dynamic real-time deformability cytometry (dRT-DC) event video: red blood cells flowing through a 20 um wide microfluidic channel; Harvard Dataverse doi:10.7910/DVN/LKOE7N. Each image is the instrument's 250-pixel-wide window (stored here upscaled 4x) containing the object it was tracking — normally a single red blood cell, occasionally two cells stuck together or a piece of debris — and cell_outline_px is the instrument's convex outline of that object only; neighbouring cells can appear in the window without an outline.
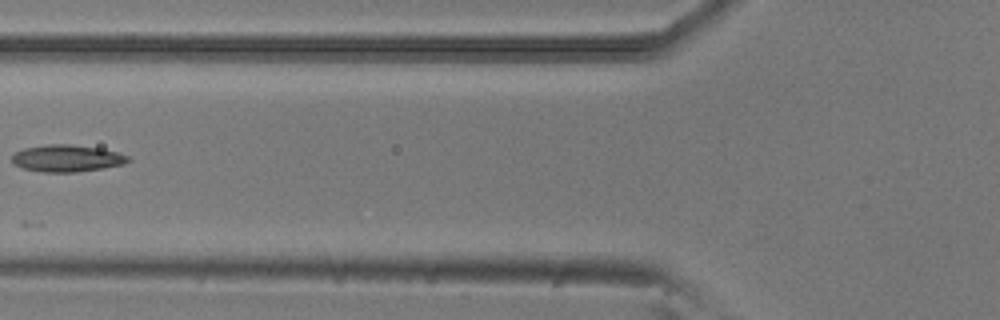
{"species": "common noctule bat (a hibernating species)", "species_latin": "Nyctalus noctula", "temperature_condition": "room temperature", "stored_images_in_passage": 4, "camera_frame_rate_fps": 3000, "um_per_image_px": 0.085, "animal": {"sex": "male", "body_mass_g": 20.5, "forearm_length_mm": 52.5}, "frame": {"image": 1, "passage_image": 3, "time_ms": 0.667, "image_size_px": [1000, 320], "cell_outline_px": [[132, 160], [124, 164], [104, 168], [76, 172], [40, 172], [20, 168], [12, 164], [12, 156], [16, 152], [24, 148], [48, 144], [72, 144], [100, 148], [116, 152], [128, 156]], "centroid_in_image_um": [5.67, 13.46], "position_along_channel_um": 120.1, "area_um2": 18.44}}
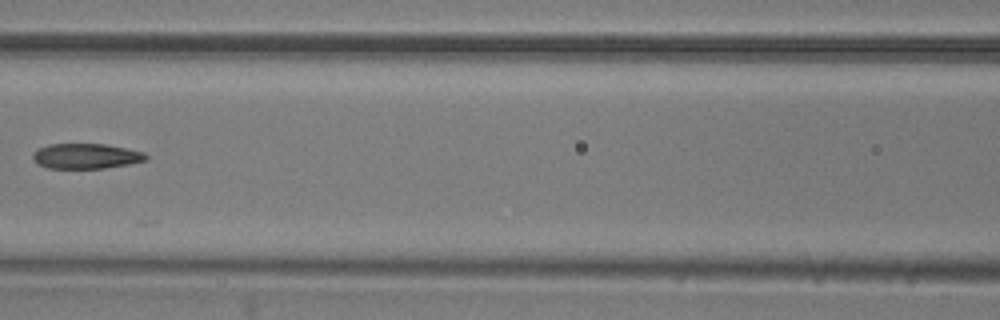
{"frame": {"image": 2, "passage_image": 4, "time_ms": 1.0, "image_size_px": [1000, 320], "cell_outline_px": [[148, 160], [128, 164], [104, 168], [48, 168], [36, 164], [32, 156], [32, 152], [36, 148], [48, 144], [104, 144], [144, 152], [148, 156]], "centroid_in_image_um": [7.26, 13.27], "position_along_channel_um": 159.3, "area_um2": 16.7}}